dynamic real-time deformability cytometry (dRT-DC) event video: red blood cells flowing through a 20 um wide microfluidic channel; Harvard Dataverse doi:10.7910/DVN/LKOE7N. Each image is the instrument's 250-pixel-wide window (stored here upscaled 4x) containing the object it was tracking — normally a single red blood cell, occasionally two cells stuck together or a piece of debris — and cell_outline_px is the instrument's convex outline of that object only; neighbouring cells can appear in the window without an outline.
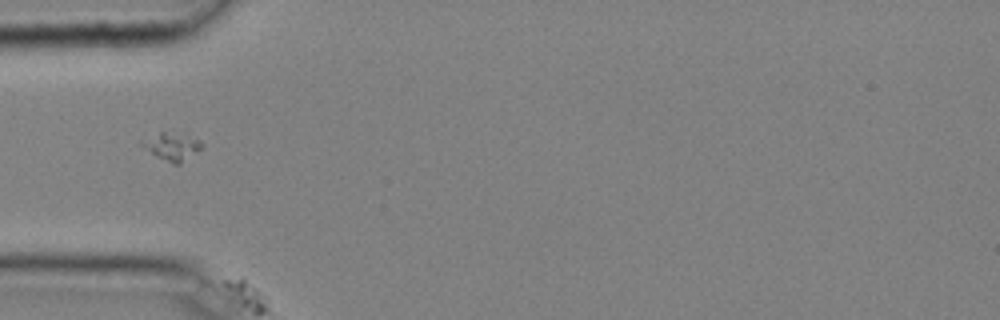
{"species": "common noctule bat (a hibernating species)", "species_latin": "Nyctalus noctula", "temperature_condition": "cold", "stored_images_in_passage": 4, "camera_frame_rate_fps": 3000, "um_per_image_px": 0.085, "animal": {"sex": "male", "body_mass_g": 20.4}, "frame": {"image": 1, "passage_image": 2, "time_ms": 0.333, "image_size_px": [1000, 320], "cell_outline_px": [[204, 144], [200, 148], [180, 164], [172, 164], [156, 156], [144, 148], [140, 144], [140, 140], [160, 132], [184, 128], [200, 140]], "centroid_in_image_um": [14.66, 12.35], "position_along_channel_um": 70.3, "area_um2": 10.35}}